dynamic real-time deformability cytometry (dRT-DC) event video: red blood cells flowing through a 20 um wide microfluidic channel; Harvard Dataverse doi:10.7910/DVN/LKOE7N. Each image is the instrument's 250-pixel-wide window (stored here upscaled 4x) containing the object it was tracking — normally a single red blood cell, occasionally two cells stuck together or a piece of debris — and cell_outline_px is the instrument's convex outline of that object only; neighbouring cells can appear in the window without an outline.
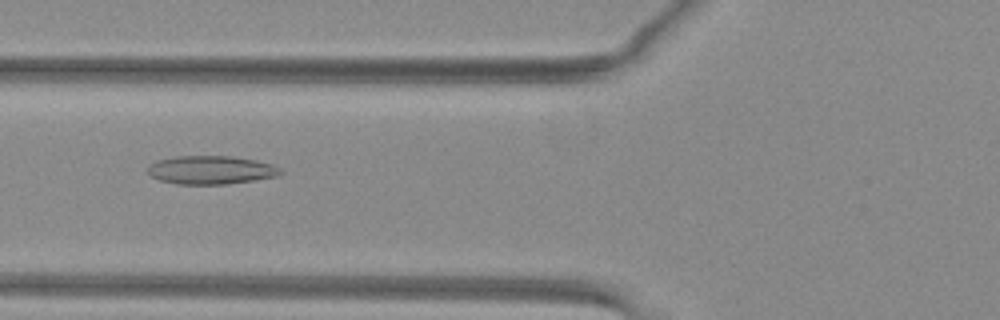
{"species": "common noctule bat (a hibernating species)", "species_latin": "Nyctalus noctula", "temperature_condition": "warm", "stored_images_in_passage": 51, "camera_frame_rate_fps": 3000, "um_per_image_px": 0.085, "animal": {"sex": "female", "body_mass_g": 29.2, "forearm_length_mm": 56.3}, "frame": {"image": 1, "passage_image": 20, "time_ms": 6.333, "image_size_px": [1000, 320], "cell_outline_px": [[284, 172], [276, 176], [252, 180], [224, 184], [176, 184], [160, 180], [152, 176], [148, 172], [148, 164], [156, 160], [176, 156], [232, 156], [256, 160], [272, 164], [280, 168]], "centroid_in_image_um": [17.91, 14.44], "position_along_channel_um": 107.9, "area_um2": 21.96}}
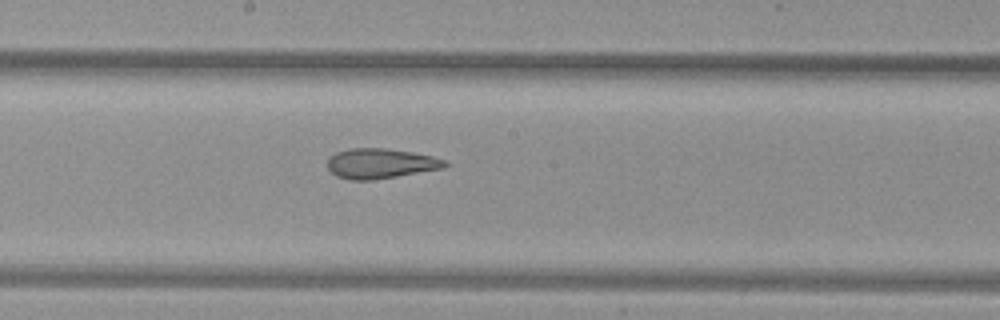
{"frame": {"image": 2, "passage_image": 28, "time_ms": 9.0, "image_size_px": [1000, 320], "cell_outline_px": [[448, 164], [444, 168], [372, 180], [348, 180], [336, 176], [328, 168], [328, 156], [336, 152], [348, 148], [384, 148], [412, 152], [432, 156], [444, 160]], "centroid_in_image_um": [32.3, 13.89], "position_along_channel_um": 215.9, "area_um2": 20.52}}
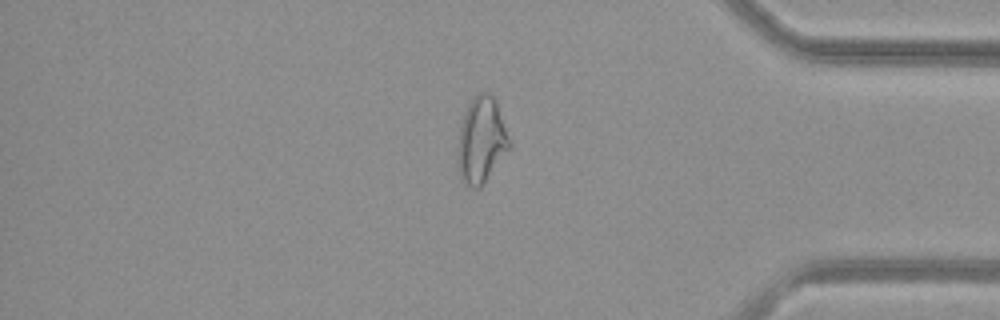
{"frame": {"image": 3, "passage_image": 43, "time_ms": 14.0, "image_size_px": [1000, 320], "cell_outline_px": [[512, 144], [480, 188], [472, 188], [460, 180], [456, 160], [456, 156], [460, 124], [464, 112], [472, 96], [480, 92], [492, 92], [496, 100]], "centroid_in_image_um": [40.89, 11.89], "position_along_channel_um": 394.3, "area_um2": 26.36}, "authors_computed_cell_mechanics": {"area_um2": 25.143, "velocity_mm_per_s": 4.0356, "shape_relaxation_time_tau1_ms": null, "shape_relaxation_time_tau2_ms": 3.1335, "deformation_change_tau1": null, "deformation_change_tau2": 0.1182}}